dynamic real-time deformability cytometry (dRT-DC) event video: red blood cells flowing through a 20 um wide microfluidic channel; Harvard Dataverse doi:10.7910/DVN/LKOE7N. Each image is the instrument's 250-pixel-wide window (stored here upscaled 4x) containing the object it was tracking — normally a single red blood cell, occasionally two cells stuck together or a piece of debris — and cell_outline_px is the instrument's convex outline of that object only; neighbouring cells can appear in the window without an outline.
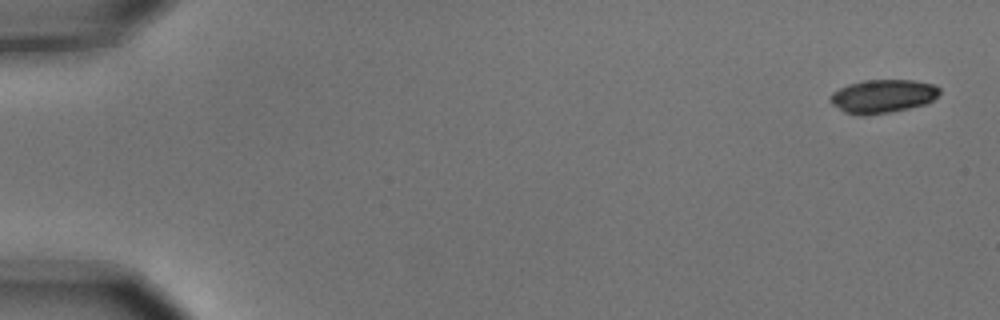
{"species": "common noctule bat (a hibernating species)", "species_latin": "Nyctalus noctula", "temperature_condition": "cold", "stored_images_in_passage": 7, "segment_of_instrument_passage": [2, 2], "camera_frame_rate_fps": 3000, "um_per_image_px": 0.085, "animal": {"sex": "male", "body_mass_g": 15.6}, "frame": {"image": 1, "passage_image": 7, "time_ms": 2.0, "image_size_px": [1000, 320], "cell_outline_px": [[940, 92], [932, 100], [924, 104], [908, 108], [888, 112], [864, 116], [844, 112], [832, 104], [832, 92], [848, 84], [864, 80], [912, 80], [932, 84], [940, 88]], "centroid_in_image_um": [75.03, 8.17], "position_along_channel_um": 10.0, "area_um2": 20.98}}